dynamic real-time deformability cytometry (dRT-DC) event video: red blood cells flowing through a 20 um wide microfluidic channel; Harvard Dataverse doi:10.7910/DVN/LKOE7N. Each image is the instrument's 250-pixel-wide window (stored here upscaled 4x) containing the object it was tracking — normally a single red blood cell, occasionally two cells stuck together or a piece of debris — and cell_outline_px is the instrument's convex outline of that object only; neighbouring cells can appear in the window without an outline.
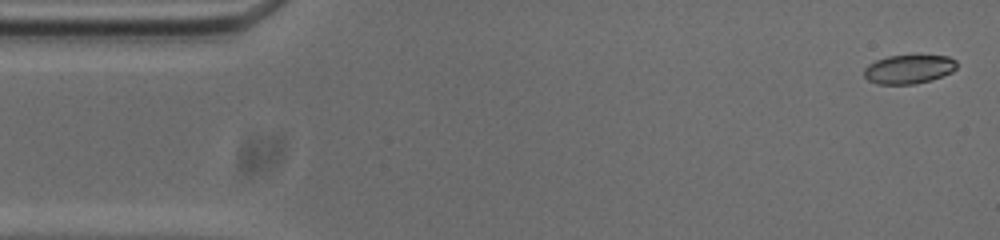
{"species": "common noctule bat (a hibernating species)", "species_latin": "Nyctalus noctula", "temperature_condition": "cold", "stored_images_in_passage": 54, "camera_frame_rate_fps": 3000, "um_per_image_px": 0.085, "animal": {"sex": "male", "body_mass_g": 20.0, "forearm_length_mm": 53.3}, "frame": {"image": 1, "passage_image": 2, "time_ms": 0.333, "image_size_px": [1000, 240], "cell_outline_px": [[956, 68], [952, 72], [932, 80], [912, 84], [876, 84], [868, 80], [864, 76], [864, 68], [868, 64], [876, 60], [888, 56], [948, 56], [956, 60]], "centroid_in_image_um": [77.23, 5.89], "position_along_channel_um": 7.8, "area_um2": 15.55}}
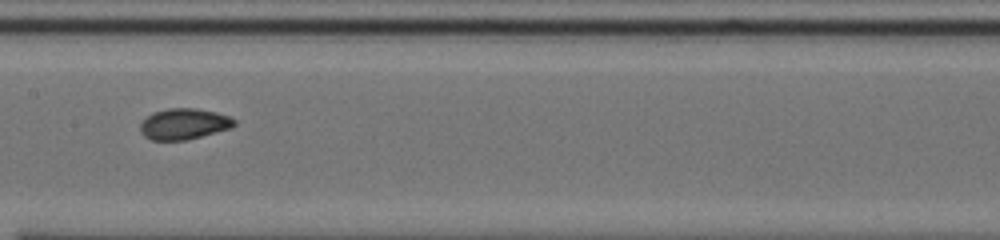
{"frame": {"image": 2, "passage_image": 26, "time_ms": 8.333, "image_size_px": [1000, 240], "cell_outline_px": [[236, 124], [232, 128], [188, 140], [152, 140], [144, 136], [140, 132], [140, 124], [152, 112], [168, 108], [196, 108], [216, 112], [228, 116], [236, 120]], "centroid_in_image_um": [15.65, 10.54], "position_along_channel_um": 191.8, "area_um2": 17.11}}
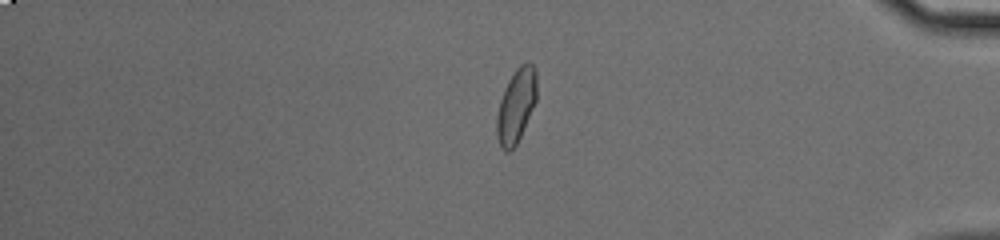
{"frame": {"image": 3, "passage_image": 45, "time_ms": 14.667, "image_size_px": [1000, 240], "cell_outline_px": [[536, 100], [520, 136], [516, 144], [508, 152], [504, 152], [496, 136], [496, 116], [500, 100], [504, 88], [508, 80], [516, 68], [520, 64], [528, 60], [532, 64], [536, 72]], "centroid_in_image_um": [43.85, 8.95], "position_along_channel_um": 391.3, "area_um2": 17.17}, "authors_computed_cell_mechanics": {"area_um2": 16.5886, "velocity_mm_per_s": 3.7158, "shape_relaxation_time_tau1_ms": 6.0212, "shape_relaxation_time_tau2_ms": 1.663, "deformation_change_tau1": 0.1255, "deformation_change_tau2": 0.0543}}